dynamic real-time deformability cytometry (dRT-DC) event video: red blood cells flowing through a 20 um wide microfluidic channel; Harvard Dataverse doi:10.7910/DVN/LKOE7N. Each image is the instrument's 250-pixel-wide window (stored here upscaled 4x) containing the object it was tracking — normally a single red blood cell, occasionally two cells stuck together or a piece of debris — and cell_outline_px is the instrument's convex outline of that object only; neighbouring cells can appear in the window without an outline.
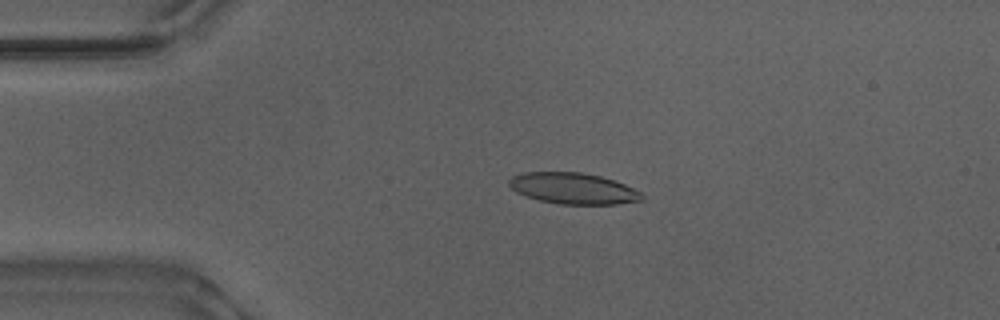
{"species": "Egyptian fruit bat (a non-hibernating species)", "species_latin": "Rousettus aegyptiacus", "temperature_condition": "warm", "stored_images_in_passage": 26, "camera_frame_rate_fps": 3000, "um_per_image_px": 0.085, "animal": {"sex": "male"}, "frame": {"image": 1, "passage_image": 11, "time_ms": 3.333, "image_size_px": [1000, 320], "cell_outline_px": [[644, 200], [620, 204], [560, 204], [540, 200], [516, 192], [508, 184], [508, 180], [512, 176], [524, 172], [580, 172], [600, 176], [624, 184], [640, 192], [644, 196]], "centroid_in_image_um": [48.73, 16.02], "position_along_channel_um": 36.3, "area_um2": 23.99}}
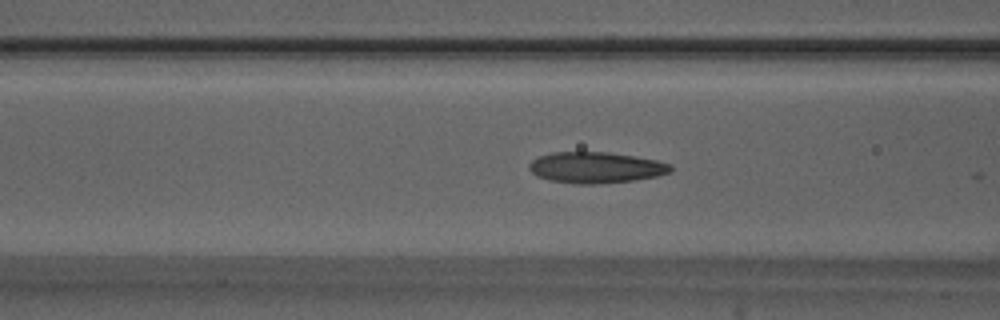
{"frame": {"image": 2, "passage_image": 20, "time_ms": 6.333, "image_size_px": [1000, 320], "cell_outline_px": [[672, 172], [656, 176], [636, 180], [596, 184], [576, 184], [548, 180], [536, 176], [528, 168], [528, 164], [532, 160], [540, 156], [552, 152], [608, 152], [656, 160], [672, 164]], "centroid_in_image_um": [50.63, 14.25], "position_along_channel_um": 116.0, "area_um2": 25.72}}
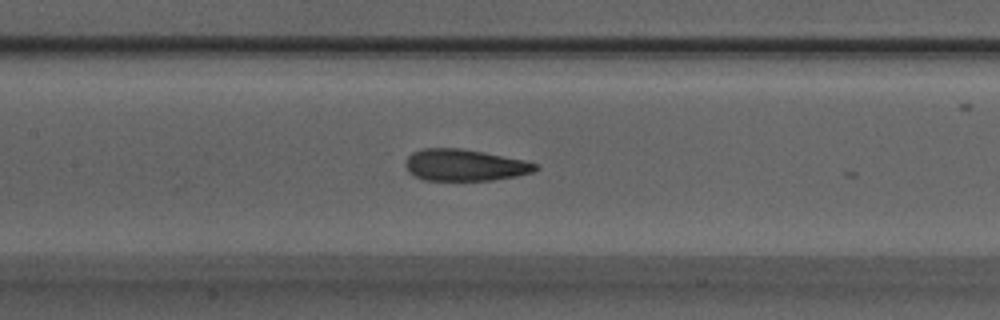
{"frame": {"image": 3, "passage_image": 24, "time_ms": 7.667, "image_size_px": [1000, 320], "cell_outline_px": [[540, 168], [532, 172], [516, 176], [492, 180], [424, 180], [412, 176], [408, 172], [404, 164], [404, 160], [412, 152], [424, 148], [460, 148], [484, 152], [524, 160], [540, 164]], "centroid_in_image_um": [39.47, 14.03], "position_along_channel_um": 167.9, "area_um2": 24.22}}